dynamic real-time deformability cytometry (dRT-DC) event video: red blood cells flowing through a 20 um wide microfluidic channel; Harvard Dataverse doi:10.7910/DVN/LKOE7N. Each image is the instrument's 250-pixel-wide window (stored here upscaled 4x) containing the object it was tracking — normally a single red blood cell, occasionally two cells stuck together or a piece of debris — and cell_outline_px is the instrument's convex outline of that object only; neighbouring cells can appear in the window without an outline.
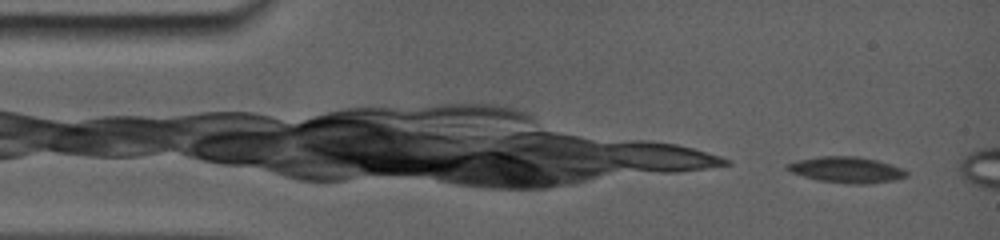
{"species": "common noctule bat (a hibernating species)", "species_latin": "Nyctalus noctula", "temperature_condition": "room temperature", "stored_images_in_passage": 8, "camera_frame_rate_fps": 5000, "um_per_image_px": 0.085, "animal": {"sex": "female", "body_mass_g": 19.0, "forearm_length_mm": 56.7}, "frame": {"image": 1, "passage_image": 1, "time_ms": 0.0, "image_size_px": [1000, 240], "cell_outline_px": [[908, 172], [904, 176], [892, 180], [820, 180], [792, 172], [784, 168], [788, 164], [804, 160], [828, 156], [832, 156], [872, 160]], "centroid_in_image_um": [71.82, 14.39], "position_along_channel_um": 13.2, "area_um2": 15.26}}